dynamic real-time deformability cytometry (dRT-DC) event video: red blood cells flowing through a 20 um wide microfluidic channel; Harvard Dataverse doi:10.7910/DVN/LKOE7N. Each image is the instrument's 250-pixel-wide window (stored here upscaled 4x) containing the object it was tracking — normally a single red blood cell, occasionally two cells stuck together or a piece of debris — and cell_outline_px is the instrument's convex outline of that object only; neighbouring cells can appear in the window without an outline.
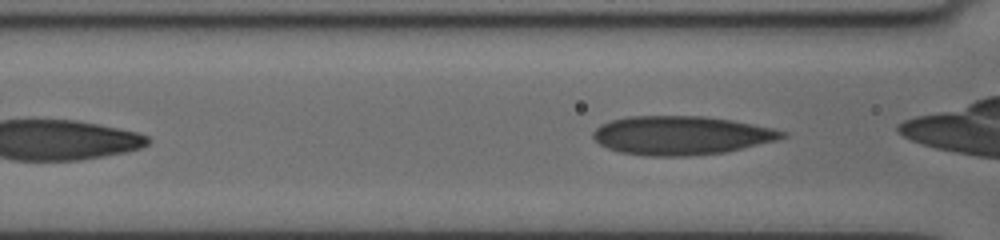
{"species": "human", "species_latin": "Homo sapiens", "temperature_condition": "cold", "stored_images_in_passage": 5, "segment_of_instrument_passage": [2, 2], "camera_frame_rate_fps": 3000, "um_per_image_px": 0.085, "donor": {"sex": "female"}, "frame": {"image": 1, "passage_image": 5, "time_ms": 3.333, "image_size_px": [1000, 240], "cell_outline_px": [[788, 136], [776, 140], [724, 152], [688, 156], [644, 156], [620, 152], [608, 148], [600, 144], [592, 136], [592, 132], [600, 124], [612, 120], [628, 116], [704, 116], [732, 120], [772, 128], [788, 132]], "centroid_in_image_um": [57.88, 11.5], "position_along_channel_um": 108.7, "area_um2": 42.66}}